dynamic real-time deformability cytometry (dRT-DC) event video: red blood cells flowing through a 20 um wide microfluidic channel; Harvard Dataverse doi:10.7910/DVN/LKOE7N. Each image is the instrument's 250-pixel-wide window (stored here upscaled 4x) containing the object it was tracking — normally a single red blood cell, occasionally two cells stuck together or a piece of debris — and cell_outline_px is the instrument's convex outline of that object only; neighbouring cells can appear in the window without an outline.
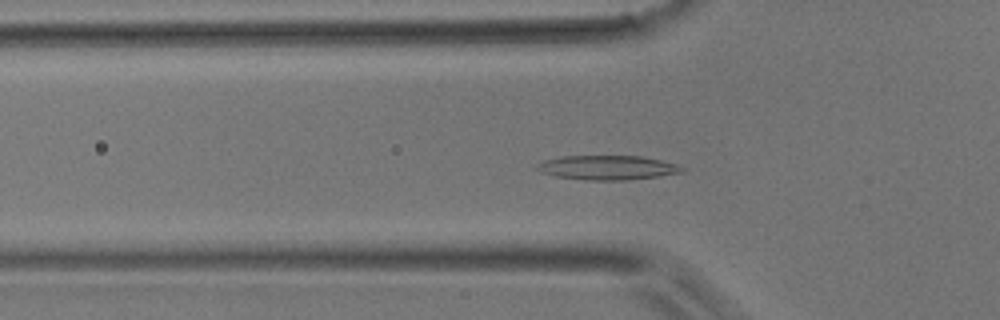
{"species": "common noctule bat (a hibernating species)", "species_latin": "Nyctalus noctula", "temperature_condition": "room temperature", "stored_images_in_passage": 37, "camera_frame_rate_fps": 3000, "um_per_image_px": 0.085, "animal": {"sex": "male", "body_mass_g": 17.9}, "frame": {"image": 1, "passage_image": 3, "time_ms": 0.667, "image_size_px": [1000, 320], "cell_outline_px": [[688, 168], [684, 172], [660, 176], [628, 180], [584, 180], [556, 176], [540, 172], [536, 168], [536, 164], [544, 160], [560, 156], [644, 156], [676, 164]], "centroid_in_image_um": [51.66, 14.25], "position_along_channel_um": 74.1, "area_um2": 20.81}}
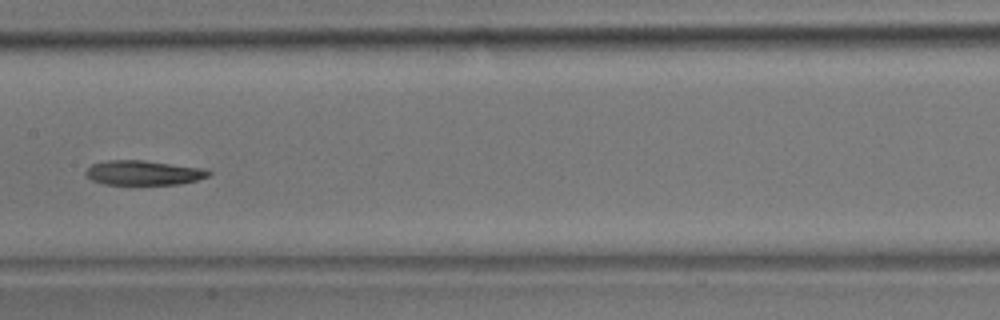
{"frame": {"image": 2, "passage_image": 12, "time_ms": 3.667, "image_size_px": [1000, 320], "cell_outline_px": [[212, 172], [208, 176], [196, 180], [180, 184], [104, 184], [92, 180], [84, 172], [92, 164], [108, 160], [144, 160], [204, 168]], "centroid_in_image_um": [12.21, 14.68], "position_along_channel_um": 195.2, "area_um2": 17.51}}
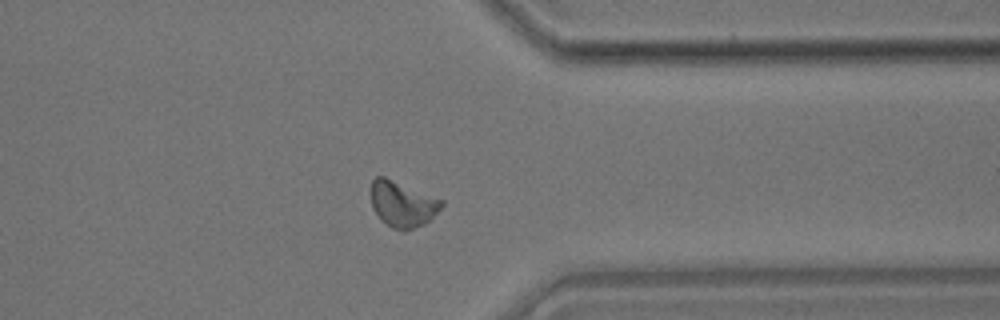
{"frame": {"image": 3, "passage_image": 26, "time_ms": 8.333, "image_size_px": [1000, 320], "cell_outline_px": [[444, 204], [424, 224], [404, 232], [400, 232], [392, 228], [380, 220], [372, 208], [372, 180], [376, 176], [384, 176], [444, 200]], "centroid_in_image_um": [34.19, 17.36], "position_along_channel_um": 377.2, "area_um2": 18.84}}